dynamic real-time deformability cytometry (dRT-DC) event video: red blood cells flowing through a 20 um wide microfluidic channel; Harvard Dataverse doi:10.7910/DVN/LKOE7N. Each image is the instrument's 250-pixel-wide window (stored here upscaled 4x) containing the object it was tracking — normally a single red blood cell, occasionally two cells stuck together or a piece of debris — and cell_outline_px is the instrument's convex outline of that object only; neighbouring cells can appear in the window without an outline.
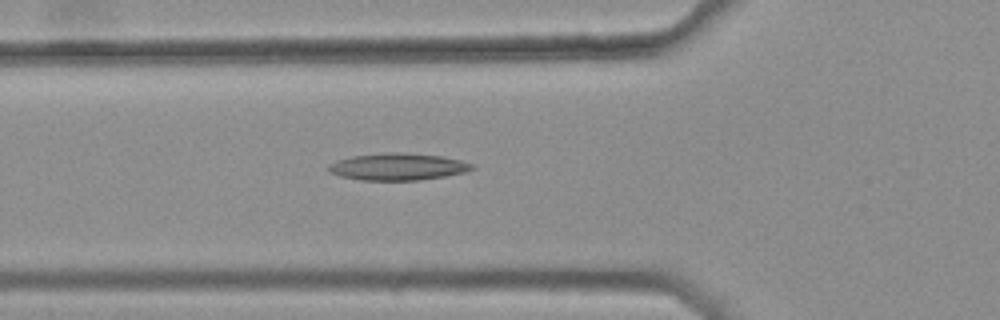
{"species": "common noctule bat (a hibernating species)", "species_latin": "Nyctalus noctula", "temperature_condition": "warm", "stored_images_in_passage": 45, "camera_frame_rate_fps": 3000, "um_per_image_px": 0.085, "animal": {"sex": "female", "body_mass_g": 25.1}, "frame": {"image": 1, "passage_image": 17, "time_ms": 5.333, "image_size_px": [1000, 320], "cell_outline_px": [[476, 168], [464, 172], [444, 176], [420, 180], [360, 180], [340, 176], [328, 172], [328, 164], [336, 160], [352, 156], [392, 152], [400, 152], [440, 156], [460, 160], [472, 164]], "centroid_in_image_um": [33.77, 14.17], "position_along_channel_um": 92.0, "area_um2": 22.48}}
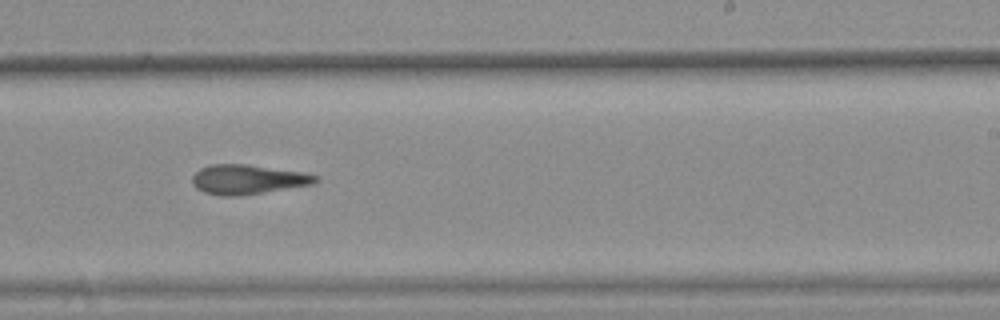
{"frame": {"image": 2, "passage_image": 31, "time_ms": 10.0, "image_size_px": [1000, 320], "cell_outline_px": [[320, 180], [316, 184], [240, 196], [224, 196], [204, 192], [196, 188], [192, 184], [192, 176], [200, 168], [212, 164], [244, 164], [300, 172], [320, 176]], "centroid_in_image_um": [21.07, 15.26], "position_along_channel_um": 267.9, "area_um2": 21.27}}
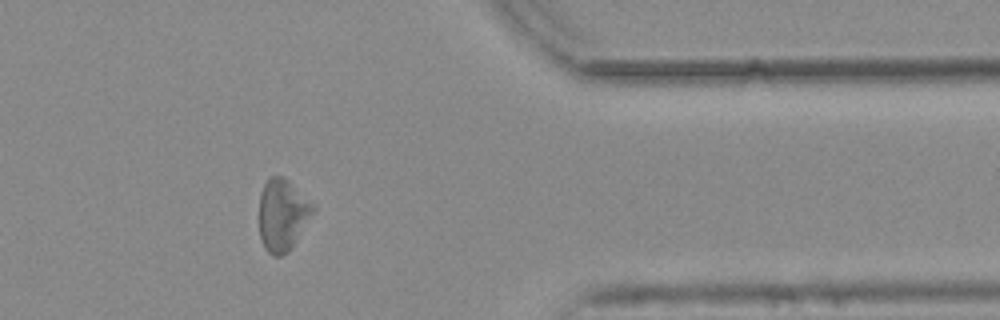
{"frame": {"image": 3, "passage_image": 42, "time_ms": 13.667, "image_size_px": [1000, 320], "cell_outline_px": [[316, 208], [288, 252], [280, 256], [272, 256], [264, 248], [260, 236], [260, 192], [264, 184], [272, 176], [284, 176]], "centroid_in_image_um": [23.98, 18.27], "position_along_channel_um": 387.4, "area_um2": 22.08}, "authors_computed_cell_mechanics": {"area_um2": 22.0796, "velocity_mm_per_s": 3.7681, "shape_relaxation_time_tau1_ms": null, "shape_relaxation_time_tau2_ms": 6.7954, "deformation_change_tau1": null, "deformation_change_tau2": 0.1903}}